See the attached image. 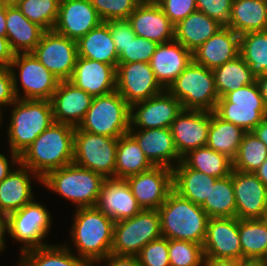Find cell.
Segmentation results:
<instances>
[{"label": "cell", "instance_id": "obj_1", "mask_svg": "<svg viewBox=\"0 0 267 266\" xmlns=\"http://www.w3.org/2000/svg\"><path fill=\"white\" fill-rule=\"evenodd\" d=\"M75 129L54 122L20 154V163L41 179L52 170L72 164Z\"/></svg>", "mask_w": 267, "mask_h": 266}, {"label": "cell", "instance_id": "obj_2", "mask_svg": "<svg viewBox=\"0 0 267 266\" xmlns=\"http://www.w3.org/2000/svg\"><path fill=\"white\" fill-rule=\"evenodd\" d=\"M75 213L70 235L76 255L96 266L111 253L115 221L96 206L77 208Z\"/></svg>", "mask_w": 267, "mask_h": 266}, {"label": "cell", "instance_id": "obj_3", "mask_svg": "<svg viewBox=\"0 0 267 266\" xmlns=\"http://www.w3.org/2000/svg\"><path fill=\"white\" fill-rule=\"evenodd\" d=\"M158 211L163 237L203 244L209 216L201 206L172 190Z\"/></svg>", "mask_w": 267, "mask_h": 266}, {"label": "cell", "instance_id": "obj_4", "mask_svg": "<svg viewBox=\"0 0 267 266\" xmlns=\"http://www.w3.org/2000/svg\"><path fill=\"white\" fill-rule=\"evenodd\" d=\"M7 129L9 151L20 155L55 121L50 100L16 99Z\"/></svg>", "mask_w": 267, "mask_h": 266}, {"label": "cell", "instance_id": "obj_5", "mask_svg": "<svg viewBox=\"0 0 267 266\" xmlns=\"http://www.w3.org/2000/svg\"><path fill=\"white\" fill-rule=\"evenodd\" d=\"M106 178L100 173L85 169L74 163L50 171L41 184L77 208L94 207Z\"/></svg>", "mask_w": 267, "mask_h": 266}, {"label": "cell", "instance_id": "obj_6", "mask_svg": "<svg viewBox=\"0 0 267 266\" xmlns=\"http://www.w3.org/2000/svg\"><path fill=\"white\" fill-rule=\"evenodd\" d=\"M183 109L213 112L219 96L211 69L192 61L168 87Z\"/></svg>", "mask_w": 267, "mask_h": 266}, {"label": "cell", "instance_id": "obj_7", "mask_svg": "<svg viewBox=\"0 0 267 266\" xmlns=\"http://www.w3.org/2000/svg\"><path fill=\"white\" fill-rule=\"evenodd\" d=\"M78 128L92 134L119 138L130 130V105L116 90L96 96Z\"/></svg>", "mask_w": 267, "mask_h": 266}, {"label": "cell", "instance_id": "obj_8", "mask_svg": "<svg viewBox=\"0 0 267 266\" xmlns=\"http://www.w3.org/2000/svg\"><path fill=\"white\" fill-rule=\"evenodd\" d=\"M161 236L159 211L142 209L134 217L114 223L111 253L137 256L145 245Z\"/></svg>", "mask_w": 267, "mask_h": 266}, {"label": "cell", "instance_id": "obj_9", "mask_svg": "<svg viewBox=\"0 0 267 266\" xmlns=\"http://www.w3.org/2000/svg\"><path fill=\"white\" fill-rule=\"evenodd\" d=\"M214 112L221 119L243 128L246 132L252 131L267 117L257 81L219 98Z\"/></svg>", "mask_w": 267, "mask_h": 266}, {"label": "cell", "instance_id": "obj_10", "mask_svg": "<svg viewBox=\"0 0 267 266\" xmlns=\"http://www.w3.org/2000/svg\"><path fill=\"white\" fill-rule=\"evenodd\" d=\"M9 68L16 99L51 100L60 82L31 52L15 53ZM18 84L24 96H20Z\"/></svg>", "mask_w": 267, "mask_h": 266}, {"label": "cell", "instance_id": "obj_11", "mask_svg": "<svg viewBox=\"0 0 267 266\" xmlns=\"http://www.w3.org/2000/svg\"><path fill=\"white\" fill-rule=\"evenodd\" d=\"M118 138L92 134L76 127L73 163L114 179Z\"/></svg>", "mask_w": 267, "mask_h": 266}, {"label": "cell", "instance_id": "obj_12", "mask_svg": "<svg viewBox=\"0 0 267 266\" xmlns=\"http://www.w3.org/2000/svg\"><path fill=\"white\" fill-rule=\"evenodd\" d=\"M9 235L24 245H21V254L25 251L48 245L44 241L48 236L52 224L50 211L35 199L19 210L8 214Z\"/></svg>", "mask_w": 267, "mask_h": 266}, {"label": "cell", "instance_id": "obj_13", "mask_svg": "<svg viewBox=\"0 0 267 266\" xmlns=\"http://www.w3.org/2000/svg\"><path fill=\"white\" fill-rule=\"evenodd\" d=\"M57 79L70 80L78 57L77 41L54 30L44 31L31 52Z\"/></svg>", "mask_w": 267, "mask_h": 266}, {"label": "cell", "instance_id": "obj_14", "mask_svg": "<svg viewBox=\"0 0 267 266\" xmlns=\"http://www.w3.org/2000/svg\"><path fill=\"white\" fill-rule=\"evenodd\" d=\"M163 90L149 63H118L116 67V91L130 106L147 100Z\"/></svg>", "mask_w": 267, "mask_h": 266}, {"label": "cell", "instance_id": "obj_15", "mask_svg": "<svg viewBox=\"0 0 267 266\" xmlns=\"http://www.w3.org/2000/svg\"><path fill=\"white\" fill-rule=\"evenodd\" d=\"M183 110L167 90L130 106V129L170 128Z\"/></svg>", "mask_w": 267, "mask_h": 266}, {"label": "cell", "instance_id": "obj_16", "mask_svg": "<svg viewBox=\"0 0 267 266\" xmlns=\"http://www.w3.org/2000/svg\"><path fill=\"white\" fill-rule=\"evenodd\" d=\"M125 180L142 209L158 210L173 190V169L153 166Z\"/></svg>", "mask_w": 267, "mask_h": 266}, {"label": "cell", "instance_id": "obj_17", "mask_svg": "<svg viewBox=\"0 0 267 266\" xmlns=\"http://www.w3.org/2000/svg\"><path fill=\"white\" fill-rule=\"evenodd\" d=\"M103 22L90 0H60L53 30L78 41Z\"/></svg>", "mask_w": 267, "mask_h": 266}, {"label": "cell", "instance_id": "obj_18", "mask_svg": "<svg viewBox=\"0 0 267 266\" xmlns=\"http://www.w3.org/2000/svg\"><path fill=\"white\" fill-rule=\"evenodd\" d=\"M209 128L210 111L183 109L170 127L178 155L206 146Z\"/></svg>", "mask_w": 267, "mask_h": 266}, {"label": "cell", "instance_id": "obj_19", "mask_svg": "<svg viewBox=\"0 0 267 266\" xmlns=\"http://www.w3.org/2000/svg\"><path fill=\"white\" fill-rule=\"evenodd\" d=\"M232 184L238 219H262L267 204V187L252 172L232 169Z\"/></svg>", "mask_w": 267, "mask_h": 266}, {"label": "cell", "instance_id": "obj_20", "mask_svg": "<svg viewBox=\"0 0 267 266\" xmlns=\"http://www.w3.org/2000/svg\"><path fill=\"white\" fill-rule=\"evenodd\" d=\"M202 246L205 257L241 260L238 218H209Z\"/></svg>", "mask_w": 267, "mask_h": 266}, {"label": "cell", "instance_id": "obj_21", "mask_svg": "<svg viewBox=\"0 0 267 266\" xmlns=\"http://www.w3.org/2000/svg\"><path fill=\"white\" fill-rule=\"evenodd\" d=\"M128 21L138 37L158 44L174 40V25L154 0H143Z\"/></svg>", "mask_w": 267, "mask_h": 266}, {"label": "cell", "instance_id": "obj_22", "mask_svg": "<svg viewBox=\"0 0 267 266\" xmlns=\"http://www.w3.org/2000/svg\"><path fill=\"white\" fill-rule=\"evenodd\" d=\"M93 98L69 80L60 81L50 100L54 121L78 127L90 108Z\"/></svg>", "mask_w": 267, "mask_h": 266}, {"label": "cell", "instance_id": "obj_23", "mask_svg": "<svg viewBox=\"0 0 267 266\" xmlns=\"http://www.w3.org/2000/svg\"><path fill=\"white\" fill-rule=\"evenodd\" d=\"M69 81L93 97L106 95L116 90V68L78 56Z\"/></svg>", "mask_w": 267, "mask_h": 266}, {"label": "cell", "instance_id": "obj_24", "mask_svg": "<svg viewBox=\"0 0 267 266\" xmlns=\"http://www.w3.org/2000/svg\"><path fill=\"white\" fill-rule=\"evenodd\" d=\"M128 133L154 166L173 169L182 160L175 148L170 128L130 129Z\"/></svg>", "mask_w": 267, "mask_h": 266}, {"label": "cell", "instance_id": "obj_25", "mask_svg": "<svg viewBox=\"0 0 267 266\" xmlns=\"http://www.w3.org/2000/svg\"><path fill=\"white\" fill-rule=\"evenodd\" d=\"M193 61V53L175 39L158 44L149 64L157 82L164 90Z\"/></svg>", "mask_w": 267, "mask_h": 266}, {"label": "cell", "instance_id": "obj_26", "mask_svg": "<svg viewBox=\"0 0 267 266\" xmlns=\"http://www.w3.org/2000/svg\"><path fill=\"white\" fill-rule=\"evenodd\" d=\"M96 207L115 222L137 215L142 208L124 179H106Z\"/></svg>", "mask_w": 267, "mask_h": 266}, {"label": "cell", "instance_id": "obj_27", "mask_svg": "<svg viewBox=\"0 0 267 266\" xmlns=\"http://www.w3.org/2000/svg\"><path fill=\"white\" fill-rule=\"evenodd\" d=\"M240 36L229 27L220 28L193 52L196 64L213 70L239 56Z\"/></svg>", "mask_w": 267, "mask_h": 266}, {"label": "cell", "instance_id": "obj_28", "mask_svg": "<svg viewBox=\"0 0 267 266\" xmlns=\"http://www.w3.org/2000/svg\"><path fill=\"white\" fill-rule=\"evenodd\" d=\"M42 182V179L30 168L19 163L18 169L0 182V212L10 214L21 209L34 200L31 178Z\"/></svg>", "mask_w": 267, "mask_h": 266}, {"label": "cell", "instance_id": "obj_29", "mask_svg": "<svg viewBox=\"0 0 267 266\" xmlns=\"http://www.w3.org/2000/svg\"><path fill=\"white\" fill-rule=\"evenodd\" d=\"M44 31L29 21L16 5L6 6V37L14 53L32 52Z\"/></svg>", "mask_w": 267, "mask_h": 266}, {"label": "cell", "instance_id": "obj_30", "mask_svg": "<svg viewBox=\"0 0 267 266\" xmlns=\"http://www.w3.org/2000/svg\"><path fill=\"white\" fill-rule=\"evenodd\" d=\"M222 27L206 14L195 11L174 26V39L193 53Z\"/></svg>", "mask_w": 267, "mask_h": 266}, {"label": "cell", "instance_id": "obj_31", "mask_svg": "<svg viewBox=\"0 0 267 266\" xmlns=\"http://www.w3.org/2000/svg\"><path fill=\"white\" fill-rule=\"evenodd\" d=\"M216 177L188 168L182 161L173 168V190L181 197L201 206L209 196Z\"/></svg>", "mask_w": 267, "mask_h": 266}, {"label": "cell", "instance_id": "obj_32", "mask_svg": "<svg viewBox=\"0 0 267 266\" xmlns=\"http://www.w3.org/2000/svg\"><path fill=\"white\" fill-rule=\"evenodd\" d=\"M78 56L94 61L118 65L116 50L108 25L103 21L77 41Z\"/></svg>", "mask_w": 267, "mask_h": 266}, {"label": "cell", "instance_id": "obj_33", "mask_svg": "<svg viewBox=\"0 0 267 266\" xmlns=\"http://www.w3.org/2000/svg\"><path fill=\"white\" fill-rule=\"evenodd\" d=\"M227 27L239 36L248 32L267 31V0H233Z\"/></svg>", "mask_w": 267, "mask_h": 266}, {"label": "cell", "instance_id": "obj_34", "mask_svg": "<svg viewBox=\"0 0 267 266\" xmlns=\"http://www.w3.org/2000/svg\"><path fill=\"white\" fill-rule=\"evenodd\" d=\"M245 133L243 128L221 119L214 111L210 112V128L206 145L214 151L226 155L233 161Z\"/></svg>", "mask_w": 267, "mask_h": 266}, {"label": "cell", "instance_id": "obj_35", "mask_svg": "<svg viewBox=\"0 0 267 266\" xmlns=\"http://www.w3.org/2000/svg\"><path fill=\"white\" fill-rule=\"evenodd\" d=\"M154 165L145 156L137 141L129 134L118 138L114 179H126L151 169Z\"/></svg>", "mask_w": 267, "mask_h": 266}, {"label": "cell", "instance_id": "obj_36", "mask_svg": "<svg viewBox=\"0 0 267 266\" xmlns=\"http://www.w3.org/2000/svg\"><path fill=\"white\" fill-rule=\"evenodd\" d=\"M69 246L49 244L25 251L19 266H91L86 260L71 253Z\"/></svg>", "mask_w": 267, "mask_h": 266}, {"label": "cell", "instance_id": "obj_37", "mask_svg": "<svg viewBox=\"0 0 267 266\" xmlns=\"http://www.w3.org/2000/svg\"><path fill=\"white\" fill-rule=\"evenodd\" d=\"M212 71L219 98L256 81V77L240 55Z\"/></svg>", "mask_w": 267, "mask_h": 266}, {"label": "cell", "instance_id": "obj_38", "mask_svg": "<svg viewBox=\"0 0 267 266\" xmlns=\"http://www.w3.org/2000/svg\"><path fill=\"white\" fill-rule=\"evenodd\" d=\"M181 161L188 168L216 178L229 176L233 169V161L230 158L214 151L207 145L189 151Z\"/></svg>", "mask_w": 267, "mask_h": 266}, {"label": "cell", "instance_id": "obj_39", "mask_svg": "<svg viewBox=\"0 0 267 266\" xmlns=\"http://www.w3.org/2000/svg\"><path fill=\"white\" fill-rule=\"evenodd\" d=\"M209 218L236 217V202L232 176L217 178L211 185L209 196L201 205Z\"/></svg>", "mask_w": 267, "mask_h": 266}, {"label": "cell", "instance_id": "obj_40", "mask_svg": "<svg viewBox=\"0 0 267 266\" xmlns=\"http://www.w3.org/2000/svg\"><path fill=\"white\" fill-rule=\"evenodd\" d=\"M239 55L257 78L267 73V31L240 35Z\"/></svg>", "mask_w": 267, "mask_h": 266}, {"label": "cell", "instance_id": "obj_41", "mask_svg": "<svg viewBox=\"0 0 267 266\" xmlns=\"http://www.w3.org/2000/svg\"><path fill=\"white\" fill-rule=\"evenodd\" d=\"M243 258H261L267 252V223L263 219H238Z\"/></svg>", "mask_w": 267, "mask_h": 266}, {"label": "cell", "instance_id": "obj_42", "mask_svg": "<svg viewBox=\"0 0 267 266\" xmlns=\"http://www.w3.org/2000/svg\"><path fill=\"white\" fill-rule=\"evenodd\" d=\"M267 158V146L250 131L246 132L240 144L237 156L233 160V169L242 172H254Z\"/></svg>", "mask_w": 267, "mask_h": 266}, {"label": "cell", "instance_id": "obj_43", "mask_svg": "<svg viewBox=\"0 0 267 266\" xmlns=\"http://www.w3.org/2000/svg\"><path fill=\"white\" fill-rule=\"evenodd\" d=\"M59 3L60 0H18L16 6L29 21L47 31L56 24Z\"/></svg>", "mask_w": 267, "mask_h": 266}, {"label": "cell", "instance_id": "obj_44", "mask_svg": "<svg viewBox=\"0 0 267 266\" xmlns=\"http://www.w3.org/2000/svg\"><path fill=\"white\" fill-rule=\"evenodd\" d=\"M170 266H203V246L198 243L168 239Z\"/></svg>", "mask_w": 267, "mask_h": 266}, {"label": "cell", "instance_id": "obj_45", "mask_svg": "<svg viewBox=\"0 0 267 266\" xmlns=\"http://www.w3.org/2000/svg\"><path fill=\"white\" fill-rule=\"evenodd\" d=\"M142 1L143 0H90L104 22L128 19Z\"/></svg>", "mask_w": 267, "mask_h": 266}, {"label": "cell", "instance_id": "obj_46", "mask_svg": "<svg viewBox=\"0 0 267 266\" xmlns=\"http://www.w3.org/2000/svg\"><path fill=\"white\" fill-rule=\"evenodd\" d=\"M157 46L155 41L135 36L118 55V63H149Z\"/></svg>", "mask_w": 267, "mask_h": 266}, {"label": "cell", "instance_id": "obj_47", "mask_svg": "<svg viewBox=\"0 0 267 266\" xmlns=\"http://www.w3.org/2000/svg\"><path fill=\"white\" fill-rule=\"evenodd\" d=\"M140 266H170L168 239L161 236L145 245L137 255Z\"/></svg>", "mask_w": 267, "mask_h": 266}, {"label": "cell", "instance_id": "obj_48", "mask_svg": "<svg viewBox=\"0 0 267 266\" xmlns=\"http://www.w3.org/2000/svg\"><path fill=\"white\" fill-rule=\"evenodd\" d=\"M233 0H196L197 11L206 14L227 27L230 23V14Z\"/></svg>", "mask_w": 267, "mask_h": 266}, {"label": "cell", "instance_id": "obj_49", "mask_svg": "<svg viewBox=\"0 0 267 266\" xmlns=\"http://www.w3.org/2000/svg\"><path fill=\"white\" fill-rule=\"evenodd\" d=\"M175 26L188 15L197 11L196 0H154Z\"/></svg>", "mask_w": 267, "mask_h": 266}, {"label": "cell", "instance_id": "obj_50", "mask_svg": "<svg viewBox=\"0 0 267 266\" xmlns=\"http://www.w3.org/2000/svg\"><path fill=\"white\" fill-rule=\"evenodd\" d=\"M105 23L108 25L119 55L136 34L131 28L128 19L111 20Z\"/></svg>", "mask_w": 267, "mask_h": 266}, {"label": "cell", "instance_id": "obj_51", "mask_svg": "<svg viewBox=\"0 0 267 266\" xmlns=\"http://www.w3.org/2000/svg\"><path fill=\"white\" fill-rule=\"evenodd\" d=\"M16 100L13 78L9 67L0 66V126L2 125V106L10 105Z\"/></svg>", "mask_w": 267, "mask_h": 266}, {"label": "cell", "instance_id": "obj_52", "mask_svg": "<svg viewBox=\"0 0 267 266\" xmlns=\"http://www.w3.org/2000/svg\"><path fill=\"white\" fill-rule=\"evenodd\" d=\"M106 263V266H140L137 256L115 255L110 253L98 264Z\"/></svg>", "mask_w": 267, "mask_h": 266}, {"label": "cell", "instance_id": "obj_53", "mask_svg": "<svg viewBox=\"0 0 267 266\" xmlns=\"http://www.w3.org/2000/svg\"><path fill=\"white\" fill-rule=\"evenodd\" d=\"M10 154L11 162L8 161V158L4 154L0 153V182L12 172V166L19 165L20 163V155L12 151H10Z\"/></svg>", "mask_w": 267, "mask_h": 266}, {"label": "cell", "instance_id": "obj_54", "mask_svg": "<svg viewBox=\"0 0 267 266\" xmlns=\"http://www.w3.org/2000/svg\"><path fill=\"white\" fill-rule=\"evenodd\" d=\"M14 54L15 53L10 48L7 37H0V66L10 67Z\"/></svg>", "mask_w": 267, "mask_h": 266}, {"label": "cell", "instance_id": "obj_55", "mask_svg": "<svg viewBox=\"0 0 267 266\" xmlns=\"http://www.w3.org/2000/svg\"><path fill=\"white\" fill-rule=\"evenodd\" d=\"M203 266H240V260L205 257Z\"/></svg>", "mask_w": 267, "mask_h": 266}, {"label": "cell", "instance_id": "obj_56", "mask_svg": "<svg viewBox=\"0 0 267 266\" xmlns=\"http://www.w3.org/2000/svg\"><path fill=\"white\" fill-rule=\"evenodd\" d=\"M9 233V219L8 214L0 212V252L5 249V235Z\"/></svg>", "mask_w": 267, "mask_h": 266}, {"label": "cell", "instance_id": "obj_57", "mask_svg": "<svg viewBox=\"0 0 267 266\" xmlns=\"http://www.w3.org/2000/svg\"><path fill=\"white\" fill-rule=\"evenodd\" d=\"M252 132L267 146V117L261 121Z\"/></svg>", "mask_w": 267, "mask_h": 266}, {"label": "cell", "instance_id": "obj_58", "mask_svg": "<svg viewBox=\"0 0 267 266\" xmlns=\"http://www.w3.org/2000/svg\"><path fill=\"white\" fill-rule=\"evenodd\" d=\"M259 85L261 96L263 98L264 105L267 109V73L265 75L256 78Z\"/></svg>", "mask_w": 267, "mask_h": 266}, {"label": "cell", "instance_id": "obj_59", "mask_svg": "<svg viewBox=\"0 0 267 266\" xmlns=\"http://www.w3.org/2000/svg\"><path fill=\"white\" fill-rule=\"evenodd\" d=\"M258 179L267 187V158L262 165L253 172Z\"/></svg>", "mask_w": 267, "mask_h": 266}, {"label": "cell", "instance_id": "obj_60", "mask_svg": "<svg viewBox=\"0 0 267 266\" xmlns=\"http://www.w3.org/2000/svg\"><path fill=\"white\" fill-rule=\"evenodd\" d=\"M0 37H6V5L0 4Z\"/></svg>", "mask_w": 267, "mask_h": 266}, {"label": "cell", "instance_id": "obj_61", "mask_svg": "<svg viewBox=\"0 0 267 266\" xmlns=\"http://www.w3.org/2000/svg\"><path fill=\"white\" fill-rule=\"evenodd\" d=\"M240 266H265L261 258H243L240 260Z\"/></svg>", "mask_w": 267, "mask_h": 266}, {"label": "cell", "instance_id": "obj_62", "mask_svg": "<svg viewBox=\"0 0 267 266\" xmlns=\"http://www.w3.org/2000/svg\"><path fill=\"white\" fill-rule=\"evenodd\" d=\"M18 0H0V4L6 5V6H12L16 5Z\"/></svg>", "mask_w": 267, "mask_h": 266}, {"label": "cell", "instance_id": "obj_63", "mask_svg": "<svg viewBox=\"0 0 267 266\" xmlns=\"http://www.w3.org/2000/svg\"><path fill=\"white\" fill-rule=\"evenodd\" d=\"M264 262V265L267 266V252L261 257Z\"/></svg>", "mask_w": 267, "mask_h": 266}, {"label": "cell", "instance_id": "obj_64", "mask_svg": "<svg viewBox=\"0 0 267 266\" xmlns=\"http://www.w3.org/2000/svg\"><path fill=\"white\" fill-rule=\"evenodd\" d=\"M262 219L267 223V204H266L264 216Z\"/></svg>", "mask_w": 267, "mask_h": 266}]
</instances>
